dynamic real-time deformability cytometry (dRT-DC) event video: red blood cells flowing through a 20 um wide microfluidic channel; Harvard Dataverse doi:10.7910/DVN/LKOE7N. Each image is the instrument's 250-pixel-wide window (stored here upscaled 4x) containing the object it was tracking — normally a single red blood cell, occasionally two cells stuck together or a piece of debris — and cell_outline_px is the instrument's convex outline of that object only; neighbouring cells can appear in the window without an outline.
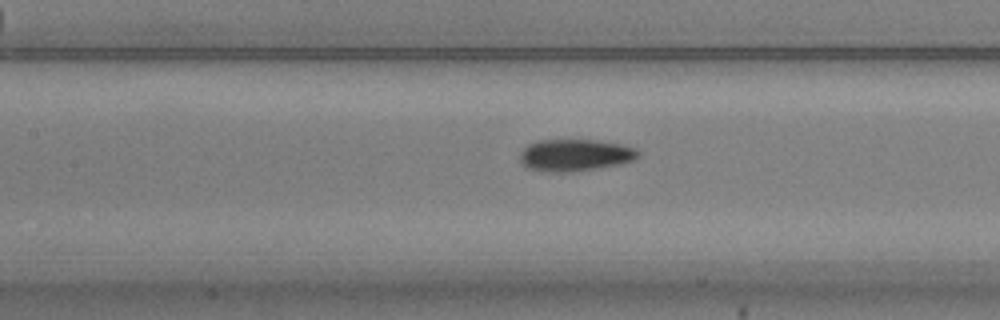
{"species": "common noctule bat (a hibernating species)", "species_latin": "Nyctalus noctula", "temperature_condition": "warm", "stored_images_in_passage": 54, "camera_frame_rate_fps": 3000, "um_per_image_px": 0.085, "animal": {"sex": "male", "body_mass_g": 20.5, "forearm_length_mm": 52.5}, "frame": {"image": 1, "passage_image": 24, "time_ms": 7.667, "image_size_px": [1000, 320], "cell_outline_px": [[640, 156], [632, 160], [620, 164], [596, 168], [568, 172], [548, 172], [524, 168], [520, 160], [520, 152], [528, 144], [540, 140], [592, 140], [620, 144], [632, 148], [640, 152]], "centroid_in_image_um": [48.82, 13.19], "position_along_channel_um": 158.6, "area_um2": 21.91}}
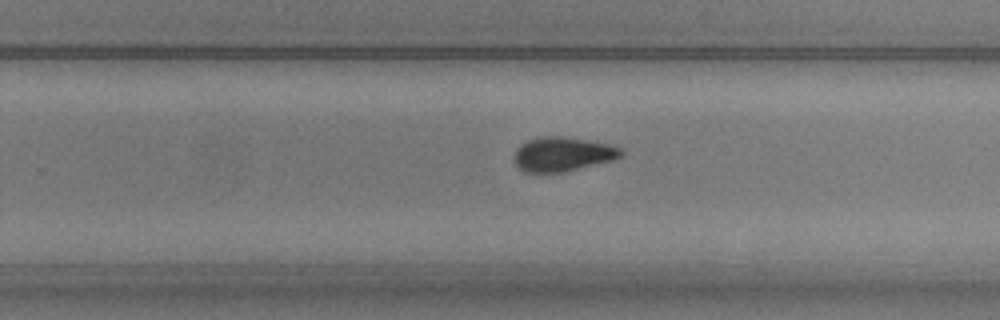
{"frame": {"image": 2, "passage_image": 34, "time_ms": 11.0, "image_size_px": [1000, 320], "cell_outline_px": [[624, 156], [612, 160], [564, 172], [524, 172], [516, 168], [512, 160], [512, 156], [516, 148], [520, 144], [528, 140], [540, 136], [560, 136], [608, 144], [620, 148], [624, 152]], "centroid_in_image_um": [47.75, 13.11], "position_along_channel_um": 282.1, "area_um2": 21.56}}
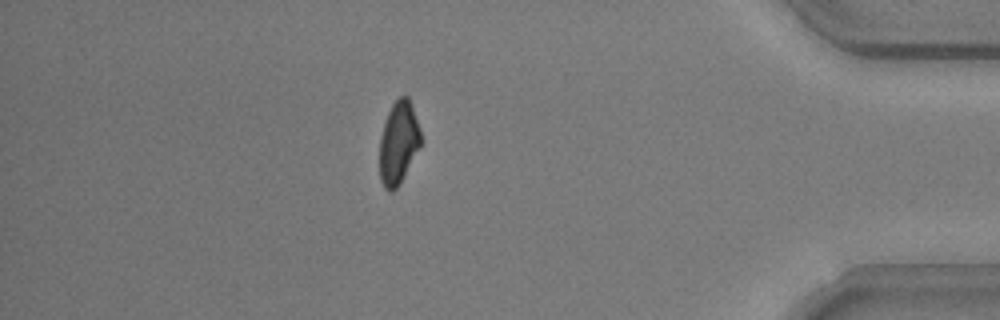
{"frame": {"image": 3, "passage_image": 47, "time_ms": 15.333, "image_size_px": [1000, 320], "cell_outline_px": [[420, 148], [400, 184], [392, 192], [388, 192], [384, 188], [380, 180], [380, 136], [388, 112], [392, 104], [400, 96], [408, 96], [412, 104], [420, 128]], "centroid_in_image_um": [33.87, 12.15], "position_along_channel_um": 401.3, "area_um2": 20.0}, "authors_computed_cell_mechanics": {"area_um2": 21.0103, "velocity_mm_per_s": 3.726, "shape_relaxation_time_tau1_ms": 3.5513, "shape_relaxation_time_tau2_ms": 3.0315, "deformation_change_tau1": 0.1428, "deformation_change_tau2": 0.0574}}